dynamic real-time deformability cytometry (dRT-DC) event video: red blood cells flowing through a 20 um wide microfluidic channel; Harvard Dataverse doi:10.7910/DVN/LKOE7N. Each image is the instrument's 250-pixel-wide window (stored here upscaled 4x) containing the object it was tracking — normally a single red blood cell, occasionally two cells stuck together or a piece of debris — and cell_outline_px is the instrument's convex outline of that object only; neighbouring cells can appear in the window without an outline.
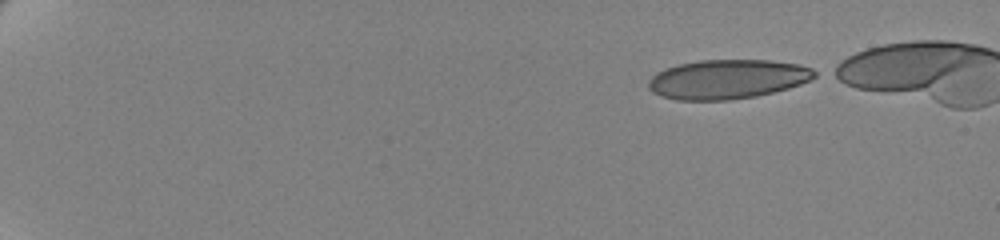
{"species": "human", "species_latin": "Homo sapiens", "temperature_condition": "cold", "stored_images_in_passage": 52, "camera_frame_rate_fps": 3000, "um_per_image_px": 0.085, "donor": {"sex": "female"}, "frame": {"image": 1, "passage_image": 1, "time_ms": 0.0, "image_size_px": [1000, 240], "cell_outline_px": [[820, 72], [816, 76], [800, 84], [788, 88], [756, 96], [728, 100], [676, 100], [660, 96], [652, 92], [648, 88], [648, 80], [656, 72], [664, 68], [680, 64], [700, 60], [768, 60], [800, 64], [812, 68]], "centroid_in_image_um": [61.82, 6.73], "position_along_channel_um": 23.2, "area_um2": 38.26}}
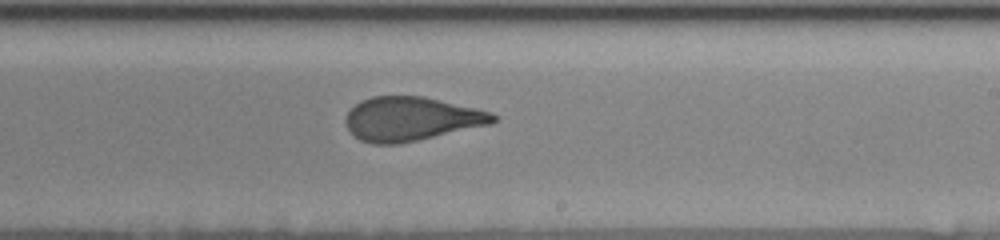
{"frame": {"image": 2, "passage_image": 33, "time_ms": 10.667, "image_size_px": [1000, 240], "cell_outline_px": [[500, 120], [492, 124], [416, 140], [396, 144], [372, 144], [360, 140], [348, 128], [344, 120], [348, 112], [360, 100], [372, 96], [424, 96], [476, 108], [492, 112], [500, 116]], "centroid_in_image_um": [34.99, 10.09], "position_along_channel_um": 254.0, "area_um2": 37.8}}
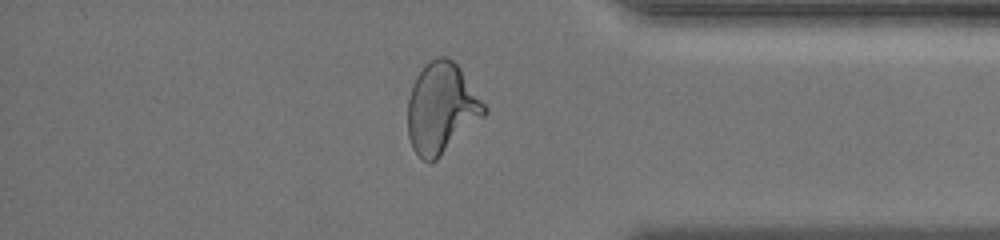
{"frame": {"image": 3, "passage_image": 46, "time_ms": 15.0, "image_size_px": [1000, 240], "cell_outline_px": [[488, 112], [484, 116], [436, 160], [424, 160], [412, 148], [408, 136], [408, 96], [412, 84], [416, 76], [424, 64], [436, 56], [448, 56], [460, 68], [488, 108]], "centroid_in_image_um": [37.52, 9.16], "position_along_channel_um": 397.7, "area_um2": 40.29}}